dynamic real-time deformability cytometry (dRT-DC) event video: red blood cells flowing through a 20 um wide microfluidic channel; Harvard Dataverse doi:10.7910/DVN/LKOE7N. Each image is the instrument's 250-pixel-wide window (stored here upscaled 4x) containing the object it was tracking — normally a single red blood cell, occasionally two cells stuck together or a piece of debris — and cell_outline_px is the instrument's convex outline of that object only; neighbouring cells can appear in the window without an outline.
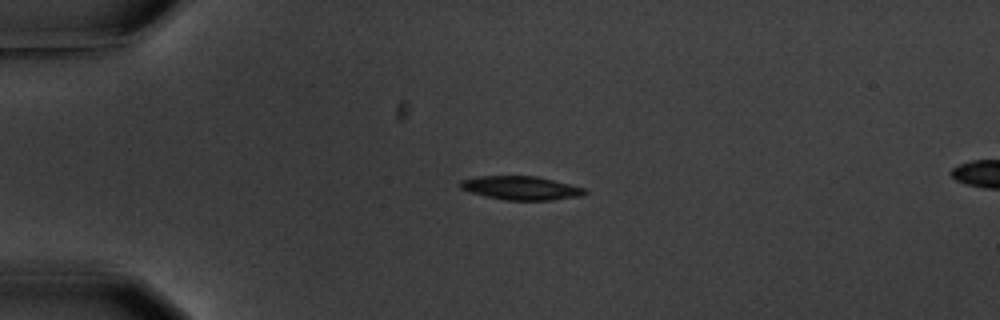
{"species": "common noctule bat (a hibernating species)", "species_latin": "Nyctalus noctula", "temperature_condition": "warm", "stored_images_in_passage": 3, "camera_frame_rate_fps": 3000, "um_per_image_px": 0.085, "animal": {"sex": "male", "body_mass_g": 20.1, "forearm_length_mm": 53.5}, "frame": {"image": 1, "passage_image": 1, "time_ms": 0.0, "image_size_px": [1000, 320], "cell_outline_px": [[588, 192], [584, 196], [552, 200], [504, 200], [484, 196], [460, 188], [460, 180], [476, 176], [536, 176], [584, 188]], "centroid_in_image_um": [44.28, 15.98], "position_along_channel_um": 40.7, "area_um2": 17.17}}